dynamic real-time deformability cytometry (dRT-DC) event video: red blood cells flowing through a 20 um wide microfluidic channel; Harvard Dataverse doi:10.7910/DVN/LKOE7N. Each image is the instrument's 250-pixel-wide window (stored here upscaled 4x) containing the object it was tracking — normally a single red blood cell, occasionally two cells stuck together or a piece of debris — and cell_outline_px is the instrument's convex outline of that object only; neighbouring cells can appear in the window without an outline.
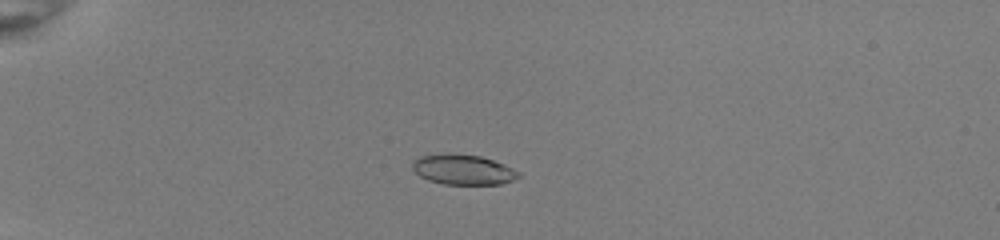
{"species": "common noctule bat (a hibernating species)", "species_latin": "Nyctalus noctula", "temperature_condition": "room temperature", "stored_images_in_passage": 51, "camera_frame_rate_fps": 3000, "um_per_image_px": 0.085, "animal": {"sex": "female", "body_mass_g": 22.0, "forearm_length_mm": 56.7}, "frame": {"image": 1, "passage_image": 14, "time_ms": 4.333, "image_size_px": [1000, 240], "cell_outline_px": [[520, 176], [512, 180], [500, 184], [444, 184], [428, 180], [420, 176], [412, 168], [412, 164], [420, 156], [448, 152], [480, 156], [504, 164], [520, 172]], "centroid_in_image_um": [39.35, 14.4], "position_along_channel_um": 45.6, "area_um2": 18.61}}
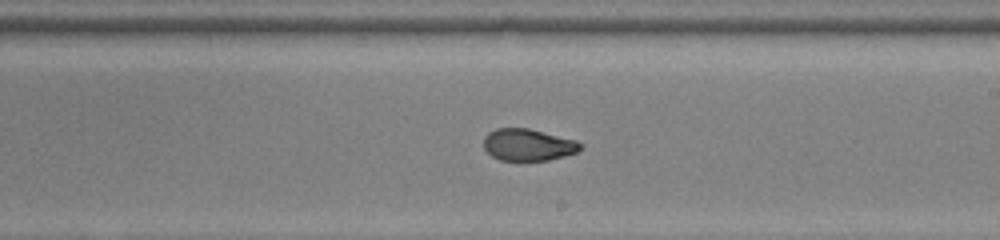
{"frame": {"image": 2, "passage_image": 32, "time_ms": 10.333, "image_size_px": [1000, 240], "cell_outline_px": [[584, 148], [576, 152], [564, 156], [548, 160], [500, 160], [492, 156], [484, 148], [484, 136], [488, 132], [496, 128], [528, 128], [576, 140]], "centroid_in_image_um": [44.87, 12.3], "position_along_channel_um": 244.1, "area_um2": 17.92}}
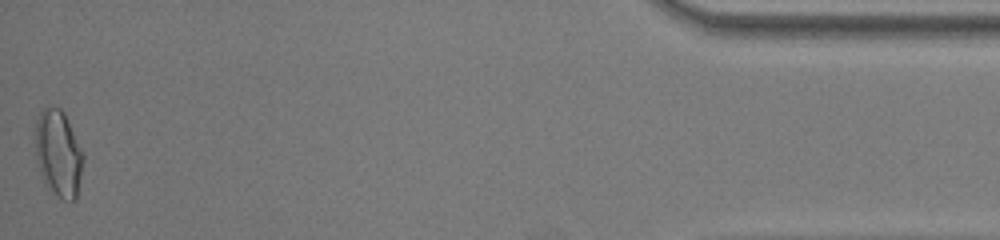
{"frame": {"image": 3, "passage_image": 51, "time_ms": 16.667, "image_size_px": [1000, 240], "cell_outline_px": [[84, 160], [76, 200], [60, 200], [44, 184], [40, 176], [36, 160], [36, 120], [40, 112], [48, 104], [60, 108], [64, 112], [84, 156]], "centroid_in_image_um": [4.95, 13.06], "position_along_channel_um": 430.2, "area_um2": 24.45}, "authors_computed_cell_mechanics": {"area_um2": 19.2474, "velocity_mm_per_s": 4.0324, "shape_relaxation_time_tau1_ms": 9.5448, "shape_relaxation_time_tau2_ms": 0.9511, "deformation_change_tau1": 0.2935, "deformation_change_tau2": 0.0408}}